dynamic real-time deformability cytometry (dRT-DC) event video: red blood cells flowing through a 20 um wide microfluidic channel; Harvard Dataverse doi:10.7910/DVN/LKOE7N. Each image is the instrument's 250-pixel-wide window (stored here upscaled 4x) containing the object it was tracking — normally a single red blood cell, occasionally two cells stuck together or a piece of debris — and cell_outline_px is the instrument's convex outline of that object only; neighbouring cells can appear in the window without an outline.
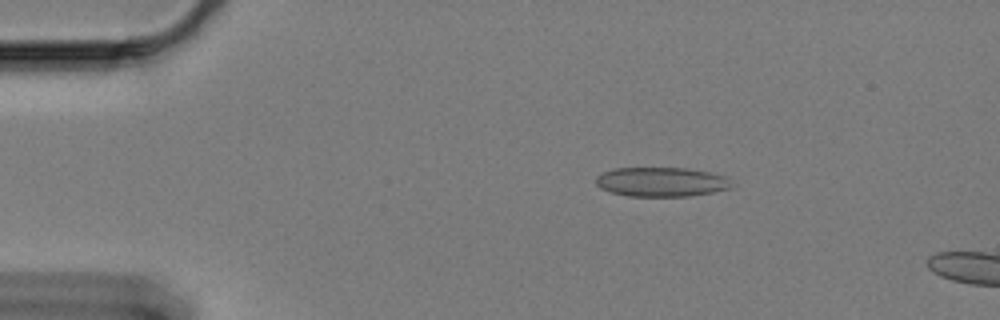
{"species": "Egyptian fruit bat (a non-hibernating species)", "species_latin": "Rousettus aegyptiacus", "temperature_condition": "cold", "stored_images_in_passage": 11, "camera_frame_rate_fps": 3000, "um_per_image_px": 0.085, "animal": {"sex": "female"}, "frame": {"image": 1, "passage_image": 7, "time_ms": 2.0, "image_size_px": [1000, 320], "cell_outline_px": [[732, 188], [712, 192], [688, 196], [628, 196], [612, 192], [600, 188], [596, 184], [596, 176], [612, 168], [684, 168], [708, 172], [728, 176], [732, 184]], "centroid_in_image_um": [56.22, 15.46], "position_along_channel_um": 28.8, "area_um2": 23.24}}